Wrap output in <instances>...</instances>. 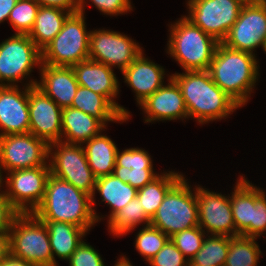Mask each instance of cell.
<instances>
[{"mask_svg":"<svg viewBox=\"0 0 266 266\" xmlns=\"http://www.w3.org/2000/svg\"><path fill=\"white\" fill-rule=\"evenodd\" d=\"M33 214L41 221L67 222L87 232L102 218L92 207V196L50 174L45 195Z\"/></svg>","mask_w":266,"mask_h":266,"instance_id":"1","label":"cell"},{"mask_svg":"<svg viewBox=\"0 0 266 266\" xmlns=\"http://www.w3.org/2000/svg\"><path fill=\"white\" fill-rule=\"evenodd\" d=\"M170 77L181 90L188 118L193 117L199 124L221 120L240 107L213 82L208 70L185 71Z\"/></svg>","mask_w":266,"mask_h":266,"instance_id":"2","label":"cell"},{"mask_svg":"<svg viewBox=\"0 0 266 266\" xmlns=\"http://www.w3.org/2000/svg\"><path fill=\"white\" fill-rule=\"evenodd\" d=\"M255 54L230 48L219 42L208 72L213 82L240 107L248 102L258 79Z\"/></svg>","mask_w":266,"mask_h":266,"instance_id":"3","label":"cell"},{"mask_svg":"<svg viewBox=\"0 0 266 266\" xmlns=\"http://www.w3.org/2000/svg\"><path fill=\"white\" fill-rule=\"evenodd\" d=\"M170 28L167 53L185 71L208 70L219 42L185 16Z\"/></svg>","mask_w":266,"mask_h":266,"instance_id":"4","label":"cell"},{"mask_svg":"<svg viewBox=\"0 0 266 266\" xmlns=\"http://www.w3.org/2000/svg\"><path fill=\"white\" fill-rule=\"evenodd\" d=\"M84 2L79 12L70 14L61 31L41 50V63L50 66H73L89 59L90 33L86 30Z\"/></svg>","mask_w":266,"mask_h":266,"instance_id":"5","label":"cell"},{"mask_svg":"<svg viewBox=\"0 0 266 266\" xmlns=\"http://www.w3.org/2000/svg\"><path fill=\"white\" fill-rule=\"evenodd\" d=\"M8 247L15 257L37 266H53L48 230L33 213H19L15 217L8 233Z\"/></svg>","mask_w":266,"mask_h":266,"instance_id":"6","label":"cell"},{"mask_svg":"<svg viewBox=\"0 0 266 266\" xmlns=\"http://www.w3.org/2000/svg\"><path fill=\"white\" fill-rule=\"evenodd\" d=\"M184 176L167 192L150 225L167 236L199 226L196 189L194 194Z\"/></svg>","mask_w":266,"mask_h":266,"instance_id":"7","label":"cell"},{"mask_svg":"<svg viewBox=\"0 0 266 266\" xmlns=\"http://www.w3.org/2000/svg\"><path fill=\"white\" fill-rule=\"evenodd\" d=\"M62 140L49 144L50 173L91 195L92 206H94L97 178L88 165L83 145ZM53 147L56 148L55 152Z\"/></svg>","mask_w":266,"mask_h":266,"instance_id":"8","label":"cell"},{"mask_svg":"<svg viewBox=\"0 0 266 266\" xmlns=\"http://www.w3.org/2000/svg\"><path fill=\"white\" fill-rule=\"evenodd\" d=\"M41 64V50L29 35L14 34L0 43V86H15ZM6 81L7 84L4 82Z\"/></svg>","mask_w":266,"mask_h":266,"instance_id":"9","label":"cell"},{"mask_svg":"<svg viewBox=\"0 0 266 266\" xmlns=\"http://www.w3.org/2000/svg\"><path fill=\"white\" fill-rule=\"evenodd\" d=\"M50 165L10 171L5 196L19 213H33L45 195Z\"/></svg>","mask_w":266,"mask_h":266,"instance_id":"10","label":"cell"},{"mask_svg":"<svg viewBox=\"0 0 266 266\" xmlns=\"http://www.w3.org/2000/svg\"><path fill=\"white\" fill-rule=\"evenodd\" d=\"M187 6L185 17L218 42L225 39L242 8L234 0H188Z\"/></svg>","mask_w":266,"mask_h":266,"instance_id":"11","label":"cell"},{"mask_svg":"<svg viewBox=\"0 0 266 266\" xmlns=\"http://www.w3.org/2000/svg\"><path fill=\"white\" fill-rule=\"evenodd\" d=\"M46 158H49V145L30 132L0 136V168L3 170L45 166Z\"/></svg>","mask_w":266,"mask_h":266,"instance_id":"12","label":"cell"},{"mask_svg":"<svg viewBox=\"0 0 266 266\" xmlns=\"http://www.w3.org/2000/svg\"><path fill=\"white\" fill-rule=\"evenodd\" d=\"M141 53L138 43L120 32L102 29L90 33L89 59L110 68L117 65L122 72Z\"/></svg>","mask_w":266,"mask_h":266,"instance_id":"13","label":"cell"},{"mask_svg":"<svg viewBox=\"0 0 266 266\" xmlns=\"http://www.w3.org/2000/svg\"><path fill=\"white\" fill-rule=\"evenodd\" d=\"M266 42V0L242 6L238 19L222 41L226 46L254 54Z\"/></svg>","mask_w":266,"mask_h":266,"instance_id":"14","label":"cell"},{"mask_svg":"<svg viewBox=\"0 0 266 266\" xmlns=\"http://www.w3.org/2000/svg\"><path fill=\"white\" fill-rule=\"evenodd\" d=\"M29 132L48 145L62 140V108L36 86L28 90Z\"/></svg>","mask_w":266,"mask_h":266,"instance_id":"15","label":"cell"},{"mask_svg":"<svg viewBox=\"0 0 266 266\" xmlns=\"http://www.w3.org/2000/svg\"><path fill=\"white\" fill-rule=\"evenodd\" d=\"M199 226L211 235L236 236L230 197L196 187Z\"/></svg>","mask_w":266,"mask_h":266,"instance_id":"16","label":"cell"},{"mask_svg":"<svg viewBox=\"0 0 266 266\" xmlns=\"http://www.w3.org/2000/svg\"><path fill=\"white\" fill-rule=\"evenodd\" d=\"M37 82L30 80L22 92L18 85L0 86V136L29 133L28 90Z\"/></svg>","mask_w":266,"mask_h":266,"instance_id":"17","label":"cell"},{"mask_svg":"<svg viewBox=\"0 0 266 266\" xmlns=\"http://www.w3.org/2000/svg\"><path fill=\"white\" fill-rule=\"evenodd\" d=\"M72 67L80 86L103 95L124 117H130L129 112L114 100L119 93V82L113 68L91 59L81 61Z\"/></svg>","mask_w":266,"mask_h":266,"instance_id":"18","label":"cell"},{"mask_svg":"<svg viewBox=\"0 0 266 266\" xmlns=\"http://www.w3.org/2000/svg\"><path fill=\"white\" fill-rule=\"evenodd\" d=\"M168 80L167 86L163 85L140 104L144 113L147 114L144 123L188 118V111L179 86L171 77Z\"/></svg>","mask_w":266,"mask_h":266,"instance_id":"19","label":"cell"},{"mask_svg":"<svg viewBox=\"0 0 266 266\" xmlns=\"http://www.w3.org/2000/svg\"><path fill=\"white\" fill-rule=\"evenodd\" d=\"M41 81L36 83L59 107H70L79 84L72 66L40 64Z\"/></svg>","mask_w":266,"mask_h":266,"instance_id":"20","label":"cell"},{"mask_svg":"<svg viewBox=\"0 0 266 266\" xmlns=\"http://www.w3.org/2000/svg\"><path fill=\"white\" fill-rule=\"evenodd\" d=\"M122 74L124 82L136 93L138 105L163 86L165 77L164 68L145 58L143 53Z\"/></svg>","mask_w":266,"mask_h":266,"instance_id":"21","label":"cell"},{"mask_svg":"<svg viewBox=\"0 0 266 266\" xmlns=\"http://www.w3.org/2000/svg\"><path fill=\"white\" fill-rule=\"evenodd\" d=\"M105 126L96 118L81 110L62 108V136L68 143L84 144L98 135Z\"/></svg>","mask_w":266,"mask_h":266,"instance_id":"22","label":"cell"},{"mask_svg":"<svg viewBox=\"0 0 266 266\" xmlns=\"http://www.w3.org/2000/svg\"><path fill=\"white\" fill-rule=\"evenodd\" d=\"M49 233V241L53 255V266H57L55 255L68 260L83 241L87 231L67 222L43 221Z\"/></svg>","mask_w":266,"mask_h":266,"instance_id":"23","label":"cell"},{"mask_svg":"<svg viewBox=\"0 0 266 266\" xmlns=\"http://www.w3.org/2000/svg\"><path fill=\"white\" fill-rule=\"evenodd\" d=\"M230 196L231 210L236 227V236L251 237V222L254 215V186L240 176Z\"/></svg>","mask_w":266,"mask_h":266,"instance_id":"24","label":"cell"},{"mask_svg":"<svg viewBox=\"0 0 266 266\" xmlns=\"http://www.w3.org/2000/svg\"><path fill=\"white\" fill-rule=\"evenodd\" d=\"M70 107L98 119L105 127L108 121L126 122L129 119L124 117L103 95L80 85Z\"/></svg>","mask_w":266,"mask_h":266,"instance_id":"25","label":"cell"},{"mask_svg":"<svg viewBox=\"0 0 266 266\" xmlns=\"http://www.w3.org/2000/svg\"><path fill=\"white\" fill-rule=\"evenodd\" d=\"M83 146L87 162L96 178L113 174L118 148L110 137L101 132Z\"/></svg>","mask_w":266,"mask_h":266,"instance_id":"26","label":"cell"},{"mask_svg":"<svg viewBox=\"0 0 266 266\" xmlns=\"http://www.w3.org/2000/svg\"><path fill=\"white\" fill-rule=\"evenodd\" d=\"M70 14L61 8L40 6L29 33L30 39L42 50L61 31L64 21Z\"/></svg>","mask_w":266,"mask_h":266,"instance_id":"27","label":"cell"},{"mask_svg":"<svg viewBox=\"0 0 266 266\" xmlns=\"http://www.w3.org/2000/svg\"><path fill=\"white\" fill-rule=\"evenodd\" d=\"M94 190L99 192L102 202L105 201L111 207L109 219L135 198L138 191L114 174L97 178Z\"/></svg>","mask_w":266,"mask_h":266,"instance_id":"28","label":"cell"},{"mask_svg":"<svg viewBox=\"0 0 266 266\" xmlns=\"http://www.w3.org/2000/svg\"><path fill=\"white\" fill-rule=\"evenodd\" d=\"M183 177L182 174L169 171L158 175L143 188L138 189L137 197L140 200L141 207L145 214L151 220L157 212L160 204L163 202L167 192Z\"/></svg>","mask_w":266,"mask_h":266,"instance_id":"29","label":"cell"},{"mask_svg":"<svg viewBox=\"0 0 266 266\" xmlns=\"http://www.w3.org/2000/svg\"><path fill=\"white\" fill-rule=\"evenodd\" d=\"M142 222L146 223V226L150 225V219L136 196L108 220V229L114 236H123Z\"/></svg>","mask_w":266,"mask_h":266,"instance_id":"30","label":"cell"},{"mask_svg":"<svg viewBox=\"0 0 266 266\" xmlns=\"http://www.w3.org/2000/svg\"><path fill=\"white\" fill-rule=\"evenodd\" d=\"M229 250V237L210 235L189 261V266H224Z\"/></svg>","mask_w":266,"mask_h":266,"instance_id":"31","label":"cell"},{"mask_svg":"<svg viewBox=\"0 0 266 266\" xmlns=\"http://www.w3.org/2000/svg\"><path fill=\"white\" fill-rule=\"evenodd\" d=\"M257 238L229 237V250L224 266H257L261 251Z\"/></svg>","mask_w":266,"mask_h":266,"instance_id":"32","label":"cell"},{"mask_svg":"<svg viewBox=\"0 0 266 266\" xmlns=\"http://www.w3.org/2000/svg\"><path fill=\"white\" fill-rule=\"evenodd\" d=\"M40 5L35 0H18L11 10L8 21L16 34L29 35Z\"/></svg>","mask_w":266,"mask_h":266,"instance_id":"33","label":"cell"},{"mask_svg":"<svg viewBox=\"0 0 266 266\" xmlns=\"http://www.w3.org/2000/svg\"><path fill=\"white\" fill-rule=\"evenodd\" d=\"M169 239L170 237L158 228L152 225H144V228L137 233L135 247L148 262L162 249Z\"/></svg>","mask_w":266,"mask_h":266,"instance_id":"34","label":"cell"},{"mask_svg":"<svg viewBox=\"0 0 266 266\" xmlns=\"http://www.w3.org/2000/svg\"><path fill=\"white\" fill-rule=\"evenodd\" d=\"M205 230L200 226L186 229L173 234L170 240L174 243L177 249L190 261L196 253L201 249Z\"/></svg>","mask_w":266,"mask_h":266,"instance_id":"35","label":"cell"},{"mask_svg":"<svg viewBox=\"0 0 266 266\" xmlns=\"http://www.w3.org/2000/svg\"><path fill=\"white\" fill-rule=\"evenodd\" d=\"M115 166H124L128 169H153L151 156L140 148H129L123 152L118 150Z\"/></svg>","mask_w":266,"mask_h":266,"instance_id":"36","label":"cell"},{"mask_svg":"<svg viewBox=\"0 0 266 266\" xmlns=\"http://www.w3.org/2000/svg\"><path fill=\"white\" fill-rule=\"evenodd\" d=\"M113 174L137 190L143 188L159 175L155 174L153 169H128L124 166H115Z\"/></svg>","mask_w":266,"mask_h":266,"instance_id":"37","label":"cell"},{"mask_svg":"<svg viewBox=\"0 0 266 266\" xmlns=\"http://www.w3.org/2000/svg\"><path fill=\"white\" fill-rule=\"evenodd\" d=\"M151 266H189V260L169 239L162 249L148 261Z\"/></svg>","mask_w":266,"mask_h":266,"instance_id":"38","label":"cell"},{"mask_svg":"<svg viewBox=\"0 0 266 266\" xmlns=\"http://www.w3.org/2000/svg\"><path fill=\"white\" fill-rule=\"evenodd\" d=\"M265 191L254 186V215L251 222V238L261 237L266 232V195Z\"/></svg>","mask_w":266,"mask_h":266,"instance_id":"39","label":"cell"},{"mask_svg":"<svg viewBox=\"0 0 266 266\" xmlns=\"http://www.w3.org/2000/svg\"><path fill=\"white\" fill-rule=\"evenodd\" d=\"M68 261L70 266H105L100 254L84 241L81 242Z\"/></svg>","mask_w":266,"mask_h":266,"instance_id":"40","label":"cell"},{"mask_svg":"<svg viewBox=\"0 0 266 266\" xmlns=\"http://www.w3.org/2000/svg\"><path fill=\"white\" fill-rule=\"evenodd\" d=\"M19 212L11 205L3 193L0 196V235H8L13 220Z\"/></svg>","mask_w":266,"mask_h":266,"instance_id":"41","label":"cell"},{"mask_svg":"<svg viewBox=\"0 0 266 266\" xmlns=\"http://www.w3.org/2000/svg\"><path fill=\"white\" fill-rule=\"evenodd\" d=\"M95 7L107 15L124 14L132 10L130 0H90Z\"/></svg>","mask_w":266,"mask_h":266,"instance_id":"42","label":"cell"},{"mask_svg":"<svg viewBox=\"0 0 266 266\" xmlns=\"http://www.w3.org/2000/svg\"><path fill=\"white\" fill-rule=\"evenodd\" d=\"M43 7H57L71 14L79 12V0H35Z\"/></svg>","mask_w":266,"mask_h":266,"instance_id":"43","label":"cell"},{"mask_svg":"<svg viewBox=\"0 0 266 266\" xmlns=\"http://www.w3.org/2000/svg\"><path fill=\"white\" fill-rule=\"evenodd\" d=\"M0 266H37L31 262H27L24 259L15 257L10 252L0 261Z\"/></svg>","mask_w":266,"mask_h":266,"instance_id":"44","label":"cell"},{"mask_svg":"<svg viewBox=\"0 0 266 266\" xmlns=\"http://www.w3.org/2000/svg\"><path fill=\"white\" fill-rule=\"evenodd\" d=\"M18 0H0V23L8 20L11 10Z\"/></svg>","mask_w":266,"mask_h":266,"instance_id":"45","label":"cell"},{"mask_svg":"<svg viewBox=\"0 0 266 266\" xmlns=\"http://www.w3.org/2000/svg\"><path fill=\"white\" fill-rule=\"evenodd\" d=\"M9 252L8 235H0V261Z\"/></svg>","mask_w":266,"mask_h":266,"instance_id":"46","label":"cell"},{"mask_svg":"<svg viewBox=\"0 0 266 266\" xmlns=\"http://www.w3.org/2000/svg\"><path fill=\"white\" fill-rule=\"evenodd\" d=\"M114 266H133L130 261L125 257L118 259L117 263Z\"/></svg>","mask_w":266,"mask_h":266,"instance_id":"47","label":"cell"},{"mask_svg":"<svg viewBox=\"0 0 266 266\" xmlns=\"http://www.w3.org/2000/svg\"><path fill=\"white\" fill-rule=\"evenodd\" d=\"M234 1L240 3L242 6H245V5L256 4L264 0H234Z\"/></svg>","mask_w":266,"mask_h":266,"instance_id":"48","label":"cell"},{"mask_svg":"<svg viewBox=\"0 0 266 266\" xmlns=\"http://www.w3.org/2000/svg\"><path fill=\"white\" fill-rule=\"evenodd\" d=\"M1 173H2V170H1V168H0V187H2V184H3V183H2V181H3L2 178H3V177H2V174H1ZM3 193H4V191H1V192H0V196H1Z\"/></svg>","mask_w":266,"mask_h":266,"instance_id":"49","label":"cell"},{"mask_svg":"<svg viewBox=\"0 0 266 266\" xmlns=\"http://www.w3.org/2000/svg\"><path fill=\"white\" fill-rule=\"evenodd\" d=\"M263 50H264V52H266V42H265V46H264V49H263ZM265 54H266V53H265Z\"/></svg>","mask_w":266,"mask_h":266,"instance_id":"50","label":"cell"}]
</instances>
